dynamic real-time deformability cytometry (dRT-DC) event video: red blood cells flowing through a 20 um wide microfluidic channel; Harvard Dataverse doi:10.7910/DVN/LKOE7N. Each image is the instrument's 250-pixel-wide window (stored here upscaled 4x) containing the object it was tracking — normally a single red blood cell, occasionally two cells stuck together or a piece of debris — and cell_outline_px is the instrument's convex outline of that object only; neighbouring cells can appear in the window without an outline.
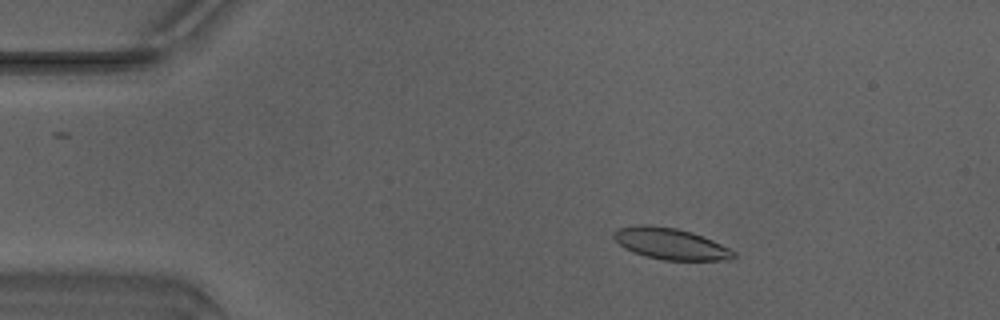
{"species": "Egyptian fruit bat (a non-hibernating species)", "species_latin": "Rousettus aegyptiacus", "temperature_condition": "warm", "stored_images_in_passage": 47, "camera_frame_rate_fps": 3000, "um_per_image_px": 0.085, "animal": {"sex": "male"}, "frame": {"image": 1, "passage_image": 6, "time_ms": 1.667, "image_size_px": [1000, 320], "cell_outline_px": [[736, 256], [724, 260], [664, 260], [644, 256], [632, 252], [624, 248], [612, 236], [612, 232], [620, 228], [640, 224], [648, 224], [676, 228], [692, 232], [712, 240], [736, 252]], "centroid_in_image_um": [56.96, 20.71], "position_along_channel_um": 28.0, "area_um2": 21.85}}
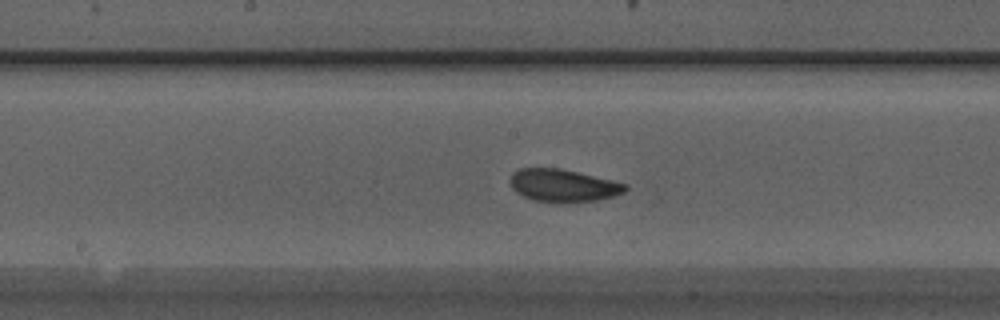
{"frame": {"image": 2, "passage_image": 23, "time_ms": 7.333, "image_size_px": [1000, 320], "cell_outline_px": [[628, 188], [624, 192], [612, 196], [596, 200], [568, 204], [560, 204], [532, 200], [516, 192], [512, 188], [508, 180], [512, 172], [520, 168], [560, 168], [612, 180], [628, 184]], "centroid_in_image_um": [47.83, 15.78], "position_along_channel_um": 200.4, "area_um2": 22.31}}
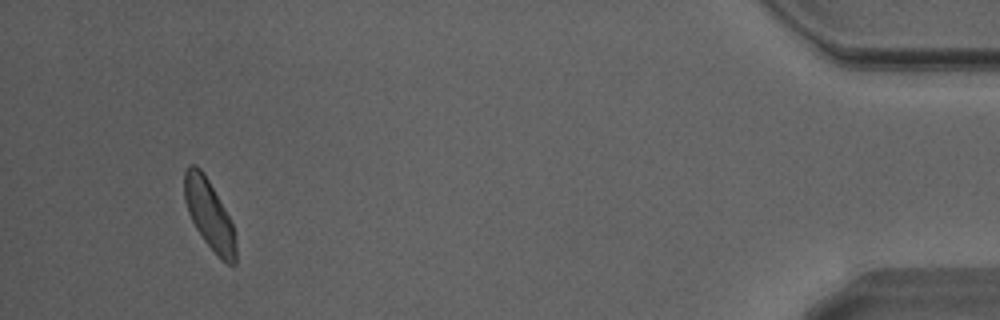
{"frame": {"image": 3, "passage_image": 44, "time_ms": 14.333, "image_size_px": [1000, 320], "cell_outline_px": [[236, 264], [228, 264], [204, 240], [196, 228], [188, 212], [184, 200], [184, 172], [188, 164], [196, 164], [200, 168], [208, 180], [224, 208], [232, 224], [236, 244]], "centroid_in_image_um": [17.76, 18.19], "position_along_channel_um": 417.4, "area_um2": 20.29}, "authors_computed_cell_mechanics": {"area_um2": 21.386, "velocity_mm_per_s": 4.1594, "shape_relaxation_time_tau1_ms": 2.4095, "shape_relaxation_time_tau2_ms": 1.4782, "deformation_change_tau1": 0.103, "deformation_change_tau2": 0.0702}}